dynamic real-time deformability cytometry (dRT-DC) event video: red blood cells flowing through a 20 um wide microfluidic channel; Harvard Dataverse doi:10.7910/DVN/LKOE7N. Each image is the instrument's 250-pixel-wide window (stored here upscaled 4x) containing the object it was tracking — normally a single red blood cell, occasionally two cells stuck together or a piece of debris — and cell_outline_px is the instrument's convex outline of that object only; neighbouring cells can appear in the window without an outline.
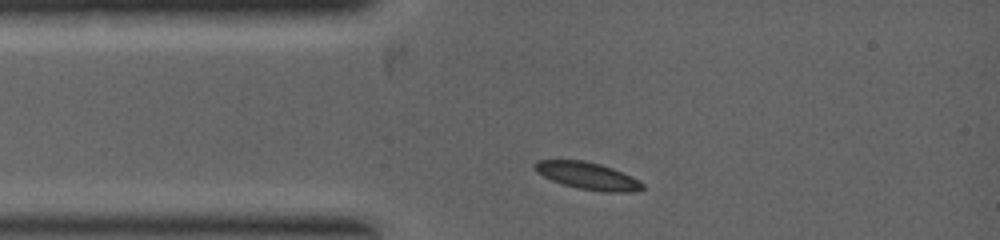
{"species": "common noctule bat (a hibernating species)", "species_latin": "Nyctalus noctula", "temperature_condition": "warm", "stored_images_in_passage": 17, "camera_frame_rate_fps": 5000, "um_per_image_px": 0.085, "animal": {"sex": "female", "body_mass_g": 19.0, "forearm_length_mm": 53.3}, "frame": {"image": 1, "passage_image": 2, "time_ms": 0.4, "image_size_px": [1000, 240], "cell_outline_px": [[644, 188], [636, 192], [604, 192], [576, 188], [552, 180], [536, 172], [532, 168], [532, 164], [536, 160], [584, 160], [600, 164], [612, 168], [644, 184]], "centroid_in_image_um": [49.89, 14.94], "position_along_channel_um": 35.1, "area_um2": 16.99}}
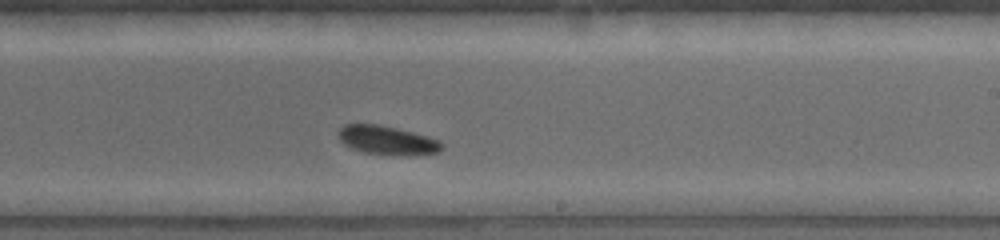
{"frame": {"image": 2, "passage_image": 11, "time_ms": 3.8, "image_size_px": [1000, 240], "cell_outline_px": [[444, 148], [436, 152], [412, 156], [364, 152], [352, 148], [344, 144], [340, 140], [336, 132], [344, 124], [376, 124], [396, 128], [428, 136], [440, 140], [444, 144]], "centroid_in_image_um": [32.92, 11.92], "position_along_channel_um": 256.1, "area_um2": 17.4}}
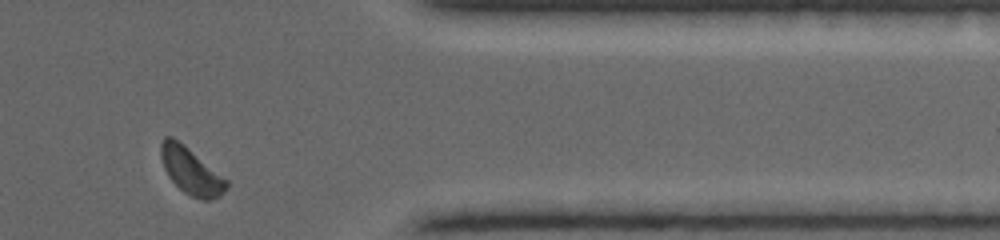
{"frame": {"image": 3, "passage_image": 17, "time_ms": 6.0, "image_size_px": [1000, 240], "cell_outline_px": [[228, 188], [220, 196], [212, 200], [200, 200], [184, 192], [168, 176], [164, 168], [160, 156], [160, 144], [164, 136], [172, 136], [184, 144], [228, 180]], "centroid_in_image_um": [16.24, 14.53], "position_along_channel_um": 395.2, "area_um2": 17.92}}